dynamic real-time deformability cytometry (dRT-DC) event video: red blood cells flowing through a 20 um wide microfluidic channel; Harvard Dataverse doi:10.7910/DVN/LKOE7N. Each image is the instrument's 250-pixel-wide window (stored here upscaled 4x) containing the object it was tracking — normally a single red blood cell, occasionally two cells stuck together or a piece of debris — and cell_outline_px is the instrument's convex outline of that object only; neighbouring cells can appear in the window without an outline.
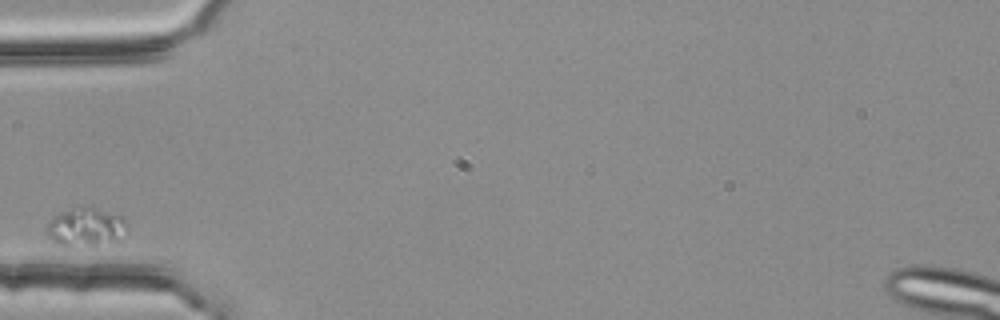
{"species": "common noctule bat (a hibernating species)", "species_latin": "Nyctalus noctula", "temperature_condition": "room temperature", "stored_images_in_passage": 1, "camera_frame_rate_fps": 3000, "um_per_image_px": 0.085, "animal": {"sex": "female", "body_mass_g": 25.1}, "frame": {"image": 1, "passage_image": 1, "time_ms": 0.0, "image_size_px": [1000, 320], "cell_outline_px": [[128, 228], [96, 244], [68, 248], [60, 244], [48, 236], [48, 224], [56, 216], [76, 204], [92, 204], [124, 216]], "centroid_in_image_um": [7.25, 19.19], "position_along_channel_um": 77.8, "area_um2": 17.74}}